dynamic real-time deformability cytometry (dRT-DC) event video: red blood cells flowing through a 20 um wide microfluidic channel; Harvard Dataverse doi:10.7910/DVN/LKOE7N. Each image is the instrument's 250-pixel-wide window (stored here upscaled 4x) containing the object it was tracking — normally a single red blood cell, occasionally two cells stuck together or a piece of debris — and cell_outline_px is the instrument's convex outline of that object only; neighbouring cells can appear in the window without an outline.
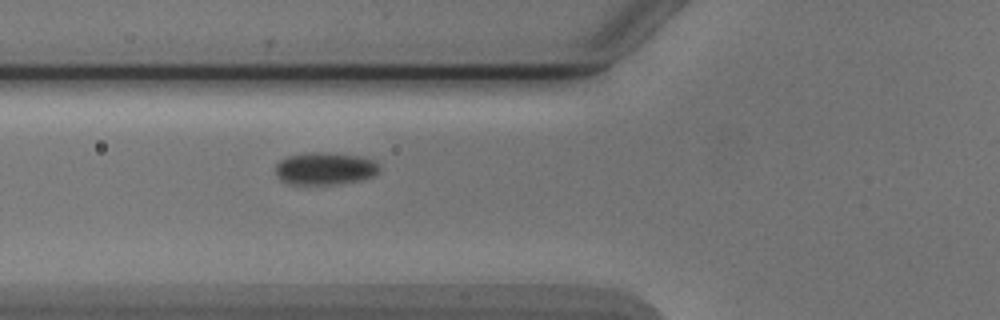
{"species": "Egyptian fruit bat (a non-hibernating species)", "species_latin": "Rousettus aegyptiacus", "temperature_condition": "cold", "stored_images_in_passage": 3, "segment_of_instrument_passage": [1, 2], "camera_frame_rate_fps": 3000, "um_per_image_px": 0.085, "animal": {"sex": "male"}, "frame": {"image": 1, "passage_image": 2, "time_ms": 1.0, "image_size_px": [1000, 320], "cell_outline_px": [[380, 168], [372, 176], [360, 180], [332, 184], [288, 184], [280, 180], [276, 176], [276, 164], [280, 160], [288, 156], [312, 152], [324, 152], [360, 156], [372, 160], [380, 164]], "centroid_in_image_um": [27.59, 14.32], "position_along_channel_um": 98.2, "area_um2": 19.54}}